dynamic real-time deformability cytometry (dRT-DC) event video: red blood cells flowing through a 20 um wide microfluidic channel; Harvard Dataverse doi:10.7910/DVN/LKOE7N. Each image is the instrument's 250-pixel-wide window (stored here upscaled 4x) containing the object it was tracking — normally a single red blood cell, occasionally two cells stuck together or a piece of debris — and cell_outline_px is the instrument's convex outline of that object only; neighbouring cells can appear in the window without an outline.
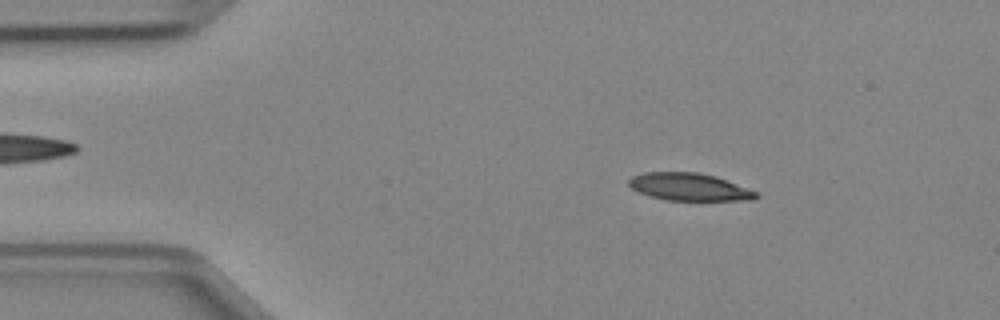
{"species": "Egyptian fruit bat (a non-hibernating species)", "species_latin": "Rousettus aegyptiacus", "temperature_condition": "cold", "stored_images_in_passage": 47, "camera_frame_rate_fps": 3000, "um_per_image_px": 0.085, "animal": {"sex": "female"}, "frame": {"image": 1, "passage_image": 7, "time_ms": 2.0, "image_size_px": [1000, 320], "cell_outline_px": [[760, 196], [752, 200], [664, 200], [640, 192], [632, 188], [628, 184], [628, 180], [632, 176], [644, 172], [696, 172], [716, 176], [756, 192]], "centroid_in_image_um": [58.57, 15.88], "position_along_channel_um": 26.4, "area_um2": 20.17}}
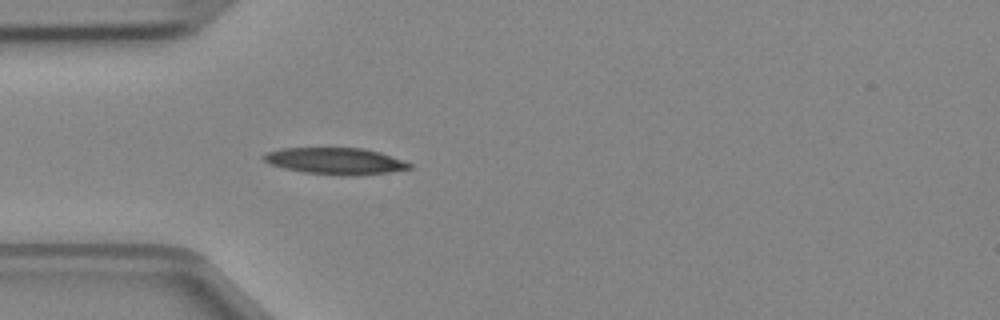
{"frame": {"image": 2, "passage_image": 13, "time_ms": 4.0, "image_size_px": [1000, 320], "cell_outline_px": [[412, 168], [388, 172], [352, 176], [340, 176], [304, 172], [284, 168], [268, 164], [260, 156], [264, 152], [284, 148], [364, 148], [380, 152], [412, 164]], "centroid_in_image_um": [28.46, 13.69], "position_along_channel_um": 56.5, "area_um2": 22.72}}
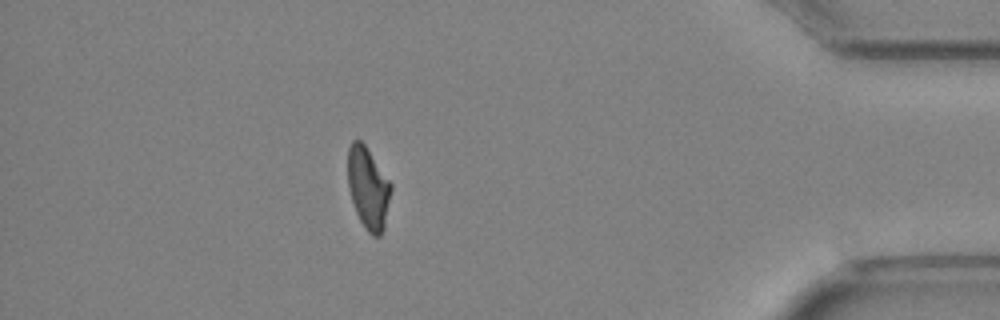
{"frame": {"image": 3, "passage_image": 41, "time_ms": 13.333, "image_size_px": [1000, 320], "cell_outline_px": [[392, 188], [384, 228], [380, 236], [372, 236], [364, 228], [356, 212], [348, 188], [348, 148], [352, 140], [360, 140], [364, 144], [392, 184]], "centroid_in_image_um": [31.29, 16.0], "position_along_channel_um": 403.9, "area_um2": 20.52}}